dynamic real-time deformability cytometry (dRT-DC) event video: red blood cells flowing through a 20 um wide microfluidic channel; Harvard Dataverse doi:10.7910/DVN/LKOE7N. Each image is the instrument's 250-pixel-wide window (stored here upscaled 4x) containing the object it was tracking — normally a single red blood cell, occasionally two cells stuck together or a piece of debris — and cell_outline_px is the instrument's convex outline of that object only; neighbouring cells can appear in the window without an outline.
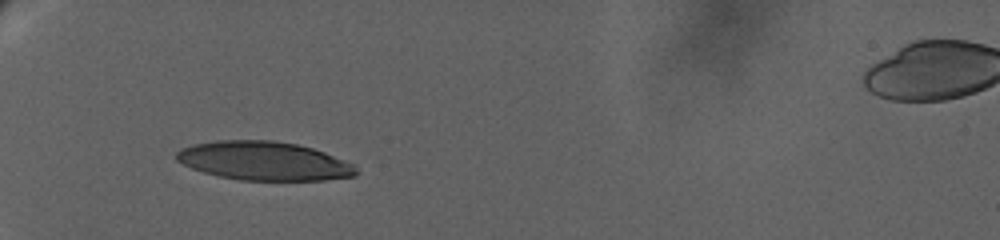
{"species": "human", "species_latin": "Homo sapiens", "temperature_condition": "warm", "stored_images_in_passage": 9, "camera_frame_rate_fps": 3000, "um_per_image_px": 0.085, "donor": {"sex": "female"}, "frame": {"image": 1, "passage_image": 1, "time_ms": 0.0, "image_size_px": [1000, 240], "cell_outline_px": [[360, 172], [356, 176], [324, 180], [240, 180], [220, 176], [204, 172], [192, 168], [176, 160], [176, 152], [180, 148], [192, 144], [216, 140], [272, 140], [296, 144], [312, 148], [324, 152], [356, 164]], "centroid_in_image_um": [22.48, 13.68], "position_along_channel_um": 62.5, "area_um2": 40.81}}